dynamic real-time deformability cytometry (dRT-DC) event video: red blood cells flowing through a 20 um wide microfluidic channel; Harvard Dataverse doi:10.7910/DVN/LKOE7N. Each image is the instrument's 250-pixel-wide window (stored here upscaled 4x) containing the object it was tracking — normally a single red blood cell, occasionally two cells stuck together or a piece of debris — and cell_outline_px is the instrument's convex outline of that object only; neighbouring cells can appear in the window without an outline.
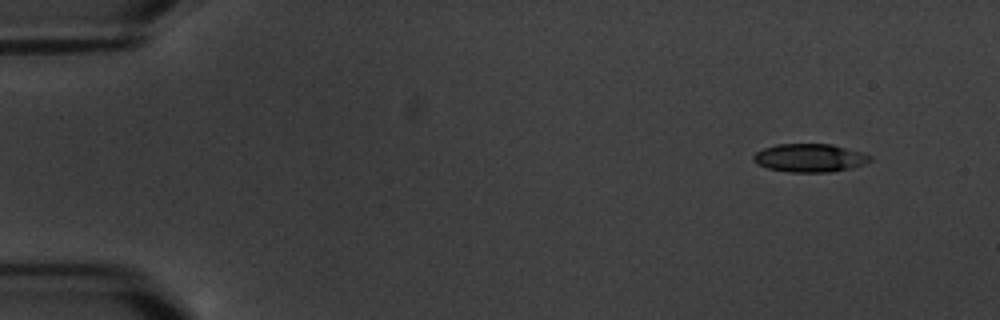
{"species": "common noctule bat (a hibernating species)", "species_latin": "Nyctalus noctula", "temperature_condition": "warm", "stored_images_in_passage": 9, "camera_frame_rate_fps": 3000, "um_per_image_px": 0.085, "animal": {"sex": "male", "body_mass_g": 20.1, "forearm_length_mm": 53.5}, "frame": {"image": 1, "passage_image": 1, "time_ms": 0.0, "image_size_px": [1000, 320], "cell_outline_px": [[872, 160], [864, 164], [852, 168], [828, 172], [788, 172], [768, 168], [756, 164], [752, 160], [752, 156], [756, 152], [764, 148], [776, 144], [832, 144], [860, 152], [872, 156]], "centroid_in_image_um": [68.8, 13.42], "position_along_channel_um": 16.2, "area_um2": 19.25}}
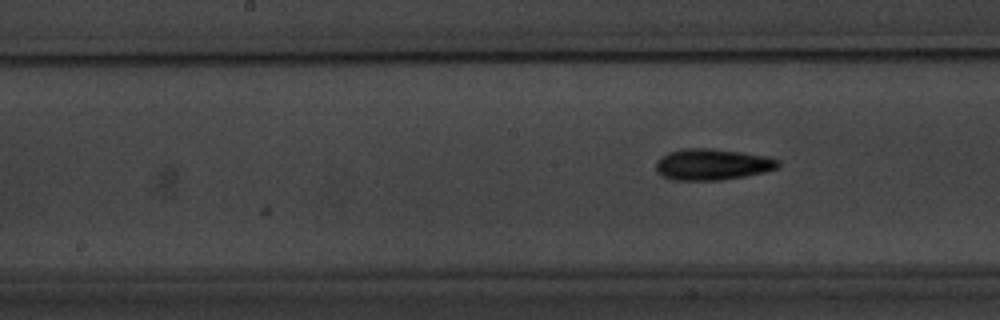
{"frame": {"image": 2, "passage_image": 8, "time_ms": 8.333, "image_size_px": [1000, 320], "cell_outline_px": [[780, 168], [764, 172], [744, 176], [720, 180], [672, 180], [660, 176], [656, 172], [656, 160], [660, 156], [668, 152], [680, 148], [712, 148], [740, 152], [764, 156], [780, 160]], "centroid_in_image_um": [60.49, 13.97], "position_along_channel_um": 187.7, "area_um2": 22.54}}
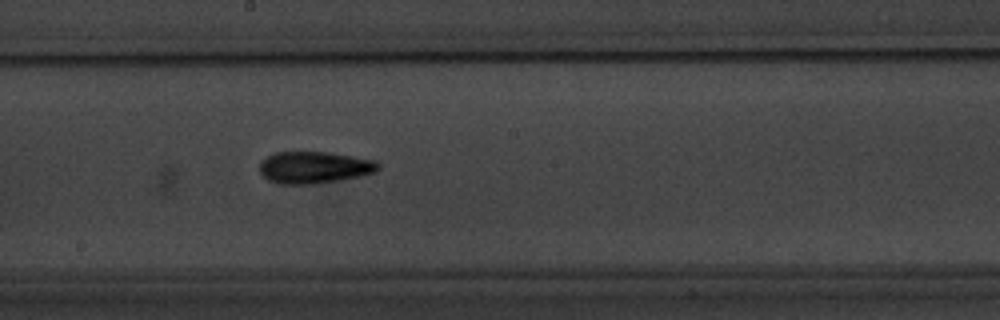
{"frame": {"image": 3, "passage_image": 9, "time_ms": 9.333, "image_size_px": [1000, 320], "cell_outline_px": [[380, 168], [372, 172], [360, 176], [316, 184], [280, 184], [268, 180], [260, 172], [260, 160], [276, 152], [324, 152], [352, 156], [376, 160], [380, 164]], "centroid_in_image_um": [26.69, 14.23], "position_along_channel_um": 221.5, "area_um2": 21.96}}